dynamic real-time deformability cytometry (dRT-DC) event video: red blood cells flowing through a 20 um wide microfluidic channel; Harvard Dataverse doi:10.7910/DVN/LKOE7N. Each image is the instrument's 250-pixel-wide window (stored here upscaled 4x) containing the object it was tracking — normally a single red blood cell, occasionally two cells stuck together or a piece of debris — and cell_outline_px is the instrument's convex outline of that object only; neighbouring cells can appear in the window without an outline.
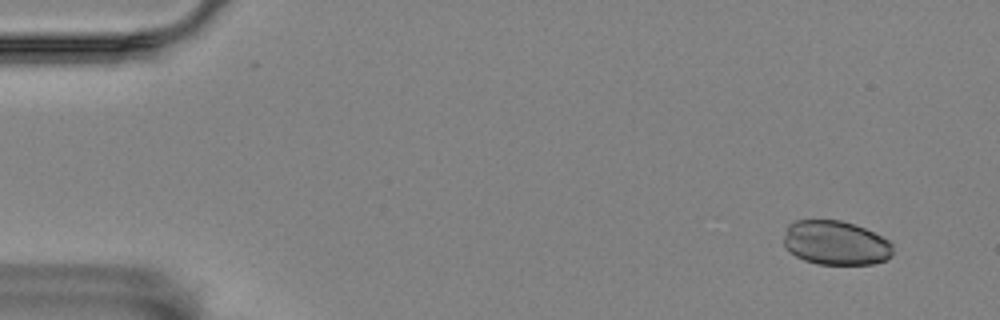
{"species": "Egyptian fruit bat (a non-hibernating species)", "species_latin": "Rousettus aegyptiacus", "temperature_condition": "room temperature", "stored_images_in_passage": 13, "camera_frame_rate_fps": 3000, "um_per_image_px": 0.085, "animal": {"sex": "female"}, "frame": {"image": 1, "passage_image": 1, "time_ms": 0.0, "image_size_px": [1000, 320], "cell_outline_px": [[892, 256], [884, 260], [872, 264], [816, 264], [804, 260], [796, 256], [784, 244], [784, 236], [788, 224], [796, 220], [840, 220], [864, 228], [888, 240], [892, 244]], "centroid_in_image_um": [71.02, 20.65], "position_along_channel_um": 14.0, "area_um2": 27.92}}
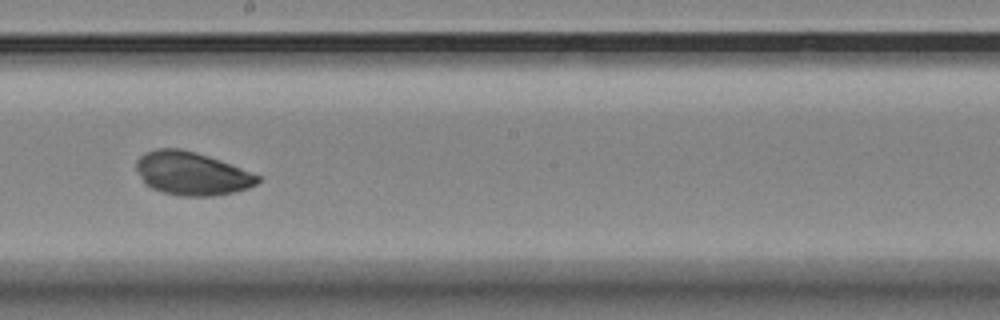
{"frame": {"image": 2, "passage_image": 8, "time_ms": 2.333, "image_size_px": [1000, 320], "cell_outline_px": [[260, 180], [256, 184], [248, 188], [216, 196], [180, 196], [164, 192], [152, 188], [140, 176], [136, 168], [136, 160], [144, 152], [156, 148], [180, 148], [196, 152], [208, 156], [240, 168], [260, 176]], "centroid_in_image_um": [16.28, 14.74], "position_along_channel_um": 231.9, "area_um2": 30.35}}
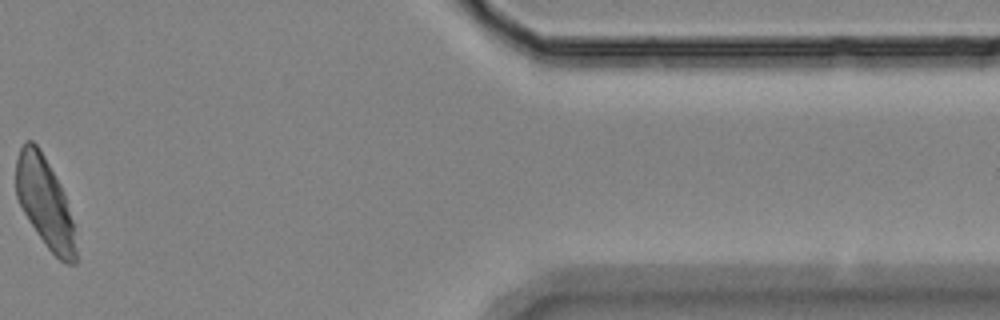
{"frame": {"image": 3, "passage_image": 13, "time_ms": 4.0, "image_size_px": [1000, 320], "cell_outline_px": [[76, 264], [68, 264], [60, 260], [48, 248], [36, 232], [24, 212], [16, 196], [16, 160], [20, 148], [24, 140], [32, 140], [36, 144], [44, 156], [60, 184], [64, 192], [72, 220], [76, 248]], "centroid_in_image_um": [3.81, 17.19], "position_along_channel_um": 407.6, "area_um2": 31.04}}